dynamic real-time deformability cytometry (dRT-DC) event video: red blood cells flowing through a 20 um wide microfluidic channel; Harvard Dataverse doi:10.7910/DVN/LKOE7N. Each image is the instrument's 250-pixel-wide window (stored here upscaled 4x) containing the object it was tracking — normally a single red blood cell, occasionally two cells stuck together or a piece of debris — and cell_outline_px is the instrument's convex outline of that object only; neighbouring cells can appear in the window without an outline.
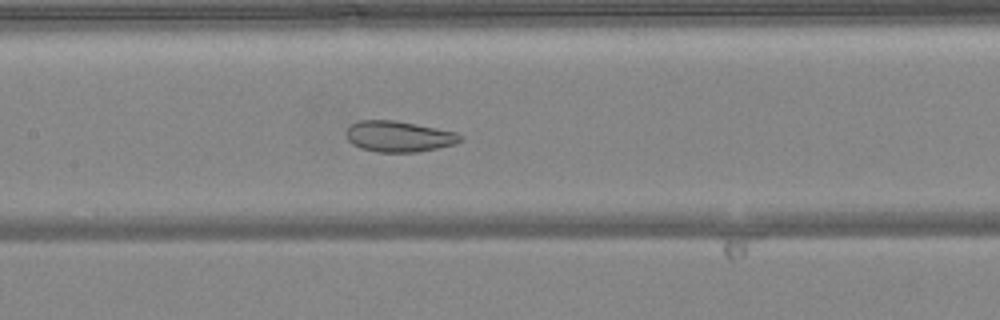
{"species": "common noctule bat (a hibernating species)", "species_latin": "Nyctalus noctula", "temperature_condition": "warm", "stored_images_in_passage": 37, "camera_frame_rate_fps": 3000, "um_per_image_px": 0.085, "animal": {"sex": "female", "body_mass_g": 24.6, "forearm_length_mm": 56.2}, "frame": {"image": 1, "passage_image": 11, "time_ms": 3.333, "image_size_px": [1000, 320], "cell_outline_px": [[464, 140], [456, 144], [416, 152], [376, 152], [360, 148], [352, 144], [348, 140], [348, 128], [352, 124], [360, 120], [396, 120], [456, 132], [464, 136]], "centroid_in_image_um": [33.94, 11.6], "position_along_channel_um": 173.5, "area_um2": 20.52}}
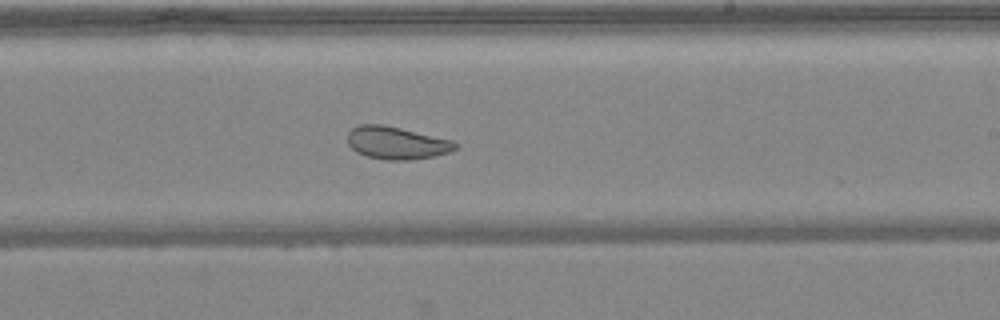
{"frame": {"image": 2, "passage_image": 17, "time_ms": 5.333, "image_size_px": [1000, 320], "cell_outline_px": [[460, 144], [456, 148], [448, 152], [436, 156], [412, 160], [388, 160], [364, 156], [356, 152], [348, 144], [348, 132], [352, 128], [360, 124], [380, 124], [400, 128], [452, 140]], "centroid_in_image_um": [33.7, 12.16], "position_along_channel_um": 255.3, "area_um2": 20.52}}
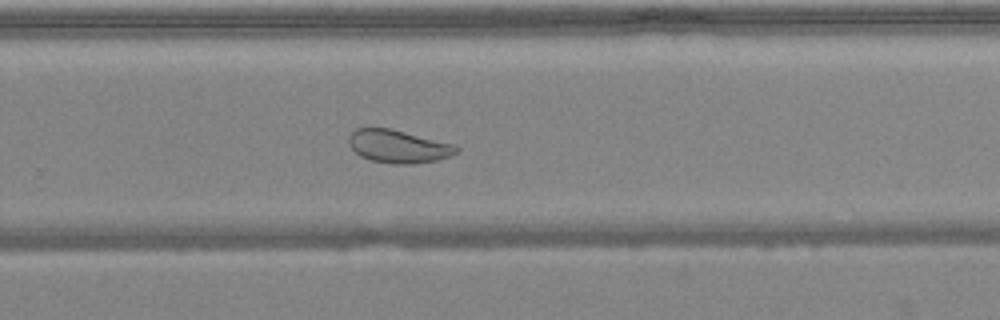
{"frame": {"image": 3, "passage_image": 20, "time_ms": 6.333, "image_size_px": [1000, 320], "cell_outline_px": [[460, 148], [452, 156], [436, 160], [408, 164], [392, 164], [372, 160], [360, 156], [348, 144], [348, 136], [356, 128], [388, 128], [456, 144]], "centroid_in_image_um": [33.86, 12.44], "position_along_channel_um": 295.9, "area_um2": 20.63}, "authors_computed_cell_mechanics": {"area_um2": 22.1952, "velocity_mm_per_s": 4.1118, "shape_relaxation_time_tau1_ms": null, "shape_relaxation_time_tau2_ms": 1.2683, "deformation_change_tau1": null, "deformation_change_tau2": 0.0653}}